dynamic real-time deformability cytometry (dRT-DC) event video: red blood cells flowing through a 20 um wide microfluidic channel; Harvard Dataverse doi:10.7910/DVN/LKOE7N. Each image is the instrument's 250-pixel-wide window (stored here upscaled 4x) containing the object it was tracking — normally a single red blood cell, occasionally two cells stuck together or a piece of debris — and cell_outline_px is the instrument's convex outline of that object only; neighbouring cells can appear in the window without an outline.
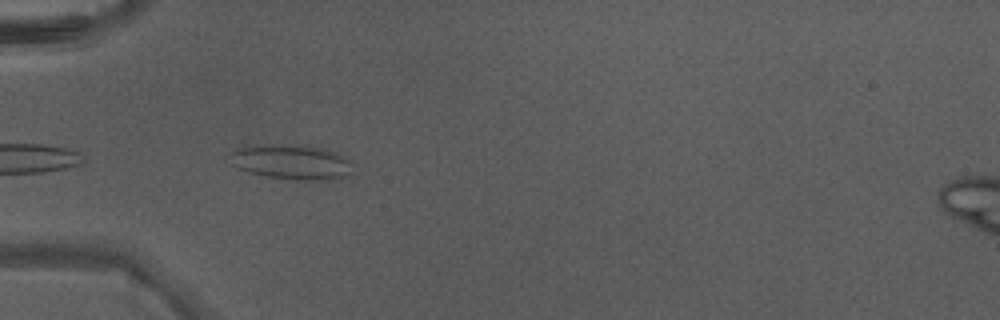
{"species": "Egyptian fruit bat (a non-hibernating species)", "species_latin": "Rousettus aegyptiacus", "temperature_condition": "warm", "stored_images_in_passage": 5, "camera_frame_rate_fps": 3000, "um_per_image_px": 0.085, "animal": {"sex": "male"}, "frame": {"image": 1, "passage_image": 5, "time_ms": 1.333, "image_size_px": [1000, 320], "cell_outline_px": [[348, 160], [344, 176], [332, 180], [296, 180], [268, 176], [236, 168], [224, 156], [240, 148], [264, 144], [272, 144], [324, 148], [336, 152]], "centroid_in_image_um": [24.65, 13.77], "position_along_channel_um": 60.4, "area_um2": 24.33}}